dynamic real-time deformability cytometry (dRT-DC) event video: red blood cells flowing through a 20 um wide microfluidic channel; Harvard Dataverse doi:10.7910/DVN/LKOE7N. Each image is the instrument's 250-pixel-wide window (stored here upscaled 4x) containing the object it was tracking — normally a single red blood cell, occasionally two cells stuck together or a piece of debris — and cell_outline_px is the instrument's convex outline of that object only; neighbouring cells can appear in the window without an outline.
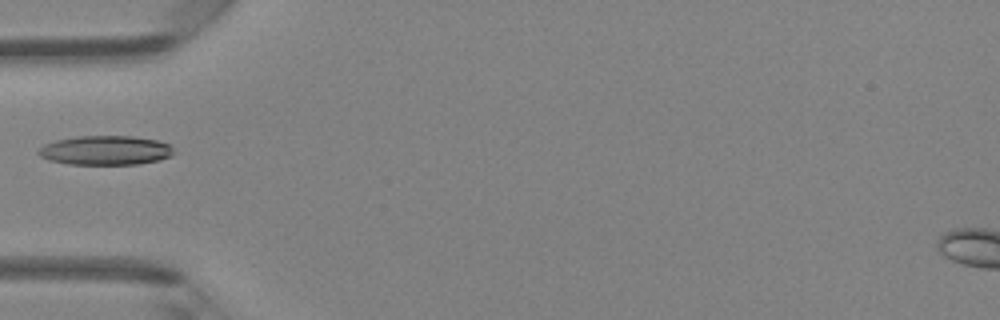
{"species": "Egyptian fruit bat (a non-hibernating species)", "species_latin": "Rousettus aegyptiacus", "temperature_condition": "room temperature", "stored_images_in_passage": 1, "camera_frame_rate_fps": 3000, "um_per_image_px": 0.085, "animal": {"sex": "female"}, "frame": {"image": 1, "passage_image": 1, "time_ms": 0.0, "image_size_px": [1000, 320], "cell_outline_px": [[176, 152], [172, 156], [160, 160], [136, 164], [68, 164], [48, 160], [40, 156], [36, 152], [44, 144], [56, 140], [76, 136], [132, 136], [156, 140], [172, 144]], "centroid_in_image_um": [9.0, 12.77], "position_along_channel_um": 76.0, "area_um2": 23.35}}